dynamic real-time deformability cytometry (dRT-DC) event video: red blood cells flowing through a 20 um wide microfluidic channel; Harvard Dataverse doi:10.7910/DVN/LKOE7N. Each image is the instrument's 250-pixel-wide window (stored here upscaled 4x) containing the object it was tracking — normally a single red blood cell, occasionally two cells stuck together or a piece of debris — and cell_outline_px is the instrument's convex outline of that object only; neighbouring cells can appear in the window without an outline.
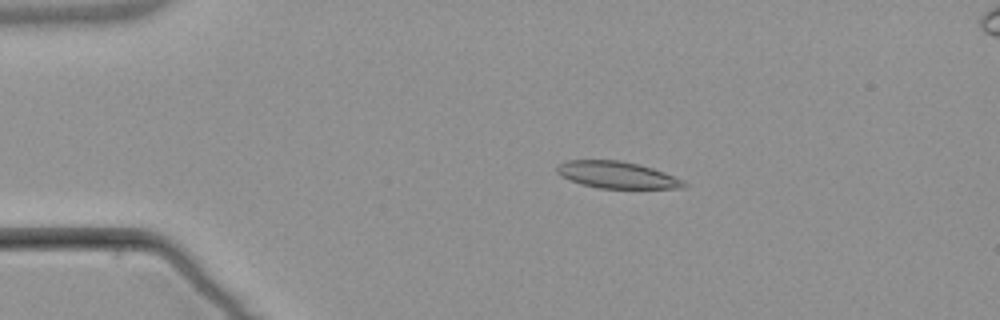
{"species": "common noctule bat (a hibernating species)", "species_latin": "Nyctalus noctula", "temperature_condition": "warm", "stored_images_in_passage": 6, "camera_frame_rate_fps": 3000, "um_per_image_px": 0.085, "animal": {"sex": "male", "body_mass_g": 21.5, "forearm_length_mm": 52.0}, "frame": {"image": 1, "passage_image": 2, "time_ms": 1.333, "image_size_px": [1000, 320], "cell_outline_px": [[688, 184], [684, 188], [600, 188], [580, 184], [556, 172], [556, 168], [560, 164], [568, 160], [620, 160], [640, 164], [664, 172], [684, 180]], "centroid_in_image_um": [52.49, 14.86], "position_along_channel_um": 32.5, "area_um2": 19.71}}
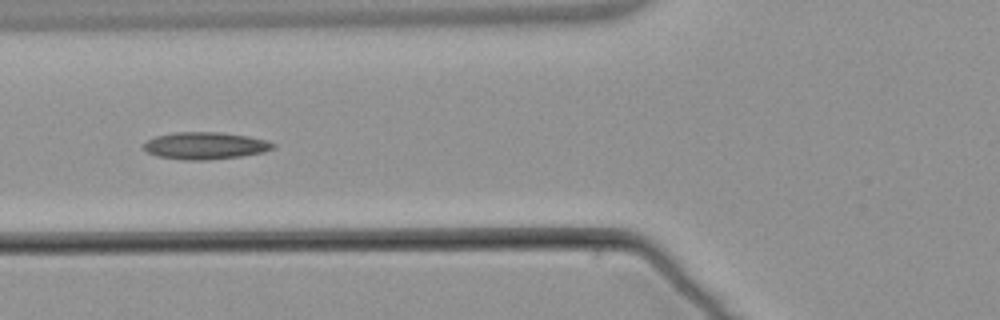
{"frame": {"image": 2, "passage_image": 4, "time_ms": 4.667, "image_size_px": [1000, 320], "cell_outline_px": [[276, 148], [264, 152], [240, 156], [208, 160], [184, 160], [156, 156], [140, 148], [148, 140], [156, 136], [176, 132], [220, 132], [248, 136], [264, 140], [276, 144]], "centroid_in_image_um": [17.43, 12.39], "position_along_channel_um": 108.4, "area_um2": 20.52}}